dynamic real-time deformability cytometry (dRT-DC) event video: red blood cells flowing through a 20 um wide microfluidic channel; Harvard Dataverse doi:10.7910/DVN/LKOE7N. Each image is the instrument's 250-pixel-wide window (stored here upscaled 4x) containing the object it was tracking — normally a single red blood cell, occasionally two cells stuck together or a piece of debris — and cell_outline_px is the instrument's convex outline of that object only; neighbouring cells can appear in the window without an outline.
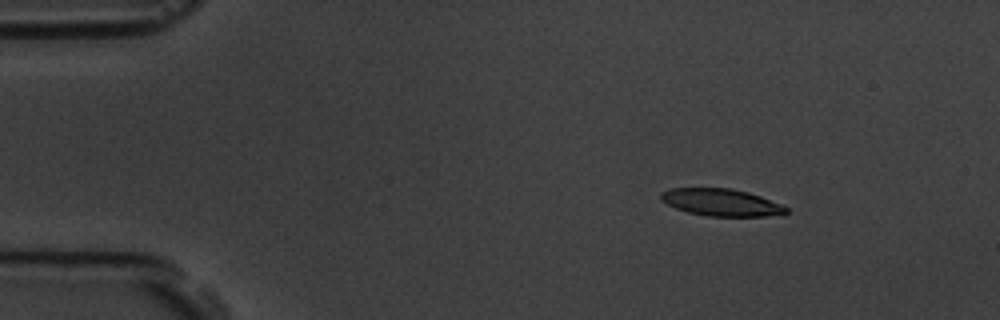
{"species": "common noctule bat (a hibernating species)", "species_latin": "Nyctalus noctula", "temperature_condition": "room temperature", "stored_images_in_passage": 5, "camera_frame_rate_fps": 3000, "um_per_image_px": 0.085, "animal": {"sex": "male", "body_mass_g": 19.5, "forearm_length_mm": 54.6}, "frame": {"image": 1, "passage_image": 2, "time_ms": 1.333, "image_size_px": [1000, 320], "cell_outline_px": [[788, 212], [764, 216], [708, 216], [688, 212], [676, 208], [660, 200], [660, 192], [672, 188], [732, 188], [748, 192], [760, 196], [780, 204], [788, 208]], "centroid_in_image_um": [61.26, 17.19], "position_along_channel_um": 23.7, "area_um2": 19.65}}
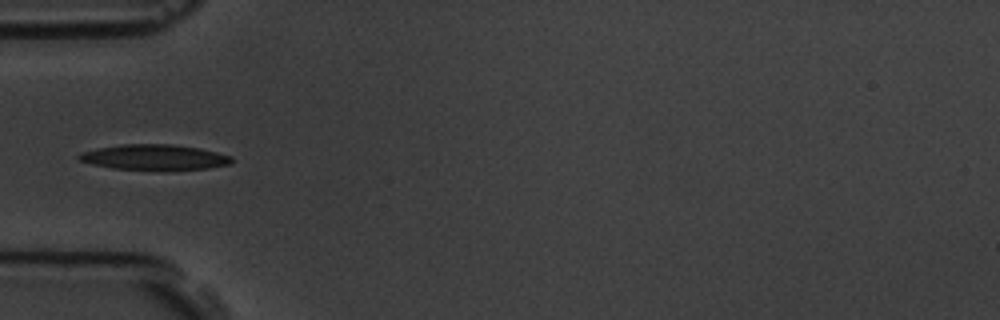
{"frame": {"image": 2, "passage_image": 5, "time_ms": 4.667, "image_size_px": [1000, 320], "cell_outline_px": [[232, 160], [228, 164], [208, 168], [168, 172], [160, 172], [112, 168], [92, 164], [80, 160], [76, 156], [80, 152], [96, 148], [124, 144], [172, 144], [200, 148], [232, 156]], "centroid_in_image_um": [13.11, 13.39], "position_along_channel_um": 71.9, "area_um2": 23.35}}